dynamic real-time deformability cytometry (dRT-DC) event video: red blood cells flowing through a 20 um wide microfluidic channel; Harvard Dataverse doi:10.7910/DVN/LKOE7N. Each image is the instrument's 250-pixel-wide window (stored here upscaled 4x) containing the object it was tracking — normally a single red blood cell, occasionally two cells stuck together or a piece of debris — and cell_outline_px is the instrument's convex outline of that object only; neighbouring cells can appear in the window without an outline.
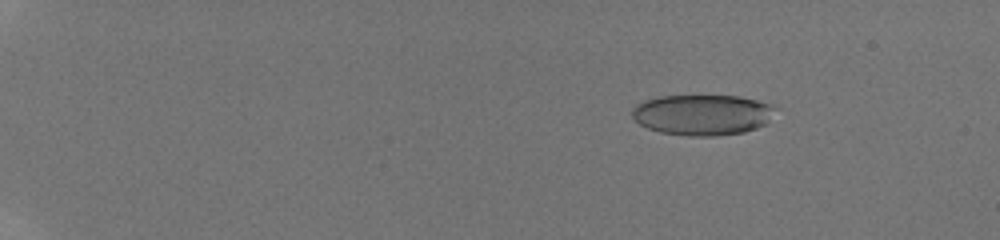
{"species": "human", "species_latin": "Homo sapiens", "temperature_condition": "room temperature", "stored_images_in_passage": 44, "camera_frame_rate_fps": 3000, "um_per_image_px": 0.085, "donor": {"sex": "male"}, "frame": {"image": 1, "passage_image": 12, "time_ms": 2.667, "image_size_px": [1000, 240], "cell_outline_px": [[776, 108], [768, 124], [744, 132], [716, 136], [688, 136], [660, 132], [648, 128], [640, 124], [632, 116], [632, 108], [636, 104], [644, 100], [660, 96], [740, 96], [772, 104]], "centroid_in_image_um": [59.73, 9.76], "position_along_channel_um": 25.3, "area_um2": 34.16}}
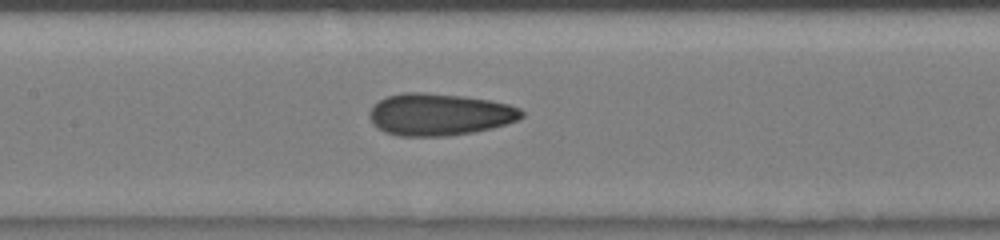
{"frame": {"image": 2, "passage_image": 27, "time_ms": 9.667, "image_size_px": [1000, 240], "cell_outline_px": [[524, 116], [516, 120], [492, 128], [472, 132], [448, 136], [396, 136], [384, 132], [372, 124], [368, 112], [380, 100], [388, 96], [404, 92], [424, 92], [464, 96], [492, 100], [508, 104], [520, 108], [524, 112]], "centroid_in_image_um": [37.35, 9.73], "position_along_channel_um": 170.1, "area_um2": 37.4}}
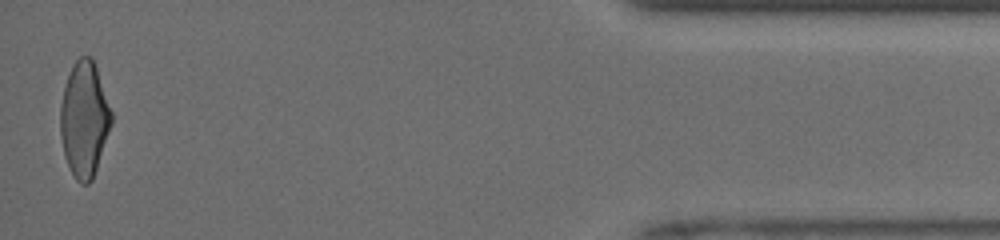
{"frame": {"image": 3, "passage_image": 44, "time_ms": 17.333, "image_size_px": [1000, 240], "cell_outline_px": [[112, 124], [92, 180], [88, 184], [80, 184], [76, 180], [64, 156], [60, 136], [60, 104], [64, 88], [72, 64], [80, 56], [92, 56], [112, 112]], "centroid_in_image_um": [7.16, 10.14], "position_along_channel_um": 428.0, "area_um2": 34.28}, "authors_computed_cell_mechanics": {"area_um2": 34.7089, "velocity_mm_per_s": 4.1502, "shape_relaxation_time_tau1_ms": 6.352, "shape_relaxation_time_tau2_ms": 1.4331, "deformation_change_tau1": 0.1862, "deformation_change_tau2": 0.0798}}